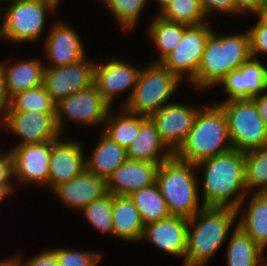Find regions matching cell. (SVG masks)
<instances>
[{
	"instance_id": "obj_31",
	"label": "cell",
	"mask_w": 267,
	"mask_h": 266,
	"mask_svg": "<svg viewBox=\"0 0 267 266\" xmlns=\"http://www.w3.org/2000/svg\"><path fill=\"white\" fill-rule=\"evenodd\" d=\"M244 157L247 193H267V144L244 152Z\"/></svg>"
},
{
	"instance_id": "obj_15",
	"label": "cell",
	"mask_w": 267,
	"mask_h": 266,
	"mask_svg": "<svg viewBox=\"0 0 267 266\" xmlns=\"http://www.w3.org/2000/svg\"><path fill=\"white\" fill-rule=\"evenodd\" d=\"M96 60H83L61 67H45L43 85L51 100L57 104L65 97L93 84Z\"/></svg>"
},
{
	"instance_id": "obj_29",
	"label": "cell",
	"mask_w": 267,
	"mask_h": 266,
	"mask_svg": "<svg viewBox=\"0 0 267 266\" xmlns=\"http://www.w3.org/2000/svg\"><path fill=\"white\" fill-rule=\"evenodd\" d=\"M226 266H262L258 244L236 226L228 238Z\"/></svg>"
},
{
	"instance_id": "obj_38",
	"label": "cell",
	"mask_w": 267,
	"mask_h": 266,
	"mask_svg": "<svg viewBox=\"0 0 267 266\" xmlns=\"http://www.w3.org/2000/svg\"><path fill=\"white\" fill-rule=\"evenodd\" d=\"M207 19L211 15L225 14L234 17L241 16L236 10L235 0H199Z\"/></svg>"
},
{
	"instance_id": "obj_19",
	"label": "cell",
	"mask_w": 267,
	"mask_h": 266,
	"mask_svg": "<svg viewBox=\"0 0 267 266\" xmlns=\"http://www.w3.org/2000/svg\"><path fill=\"white\" fill-rule=\"evenodd\" d=\"M64 139V140H63ZM83 143L62 135L51 141L49 163V191L85 170V151Z\"/></svg>"
},
{
	"instance_id": "obj_13",
	"label": "cell",
	"mask_w": 267,
	"mask_h": 266,
	"mask_svg": "<svg viewBox=\"0 0 267 266\" xmlns=\"http://www.w3.org/2000/svg\"><path fill=\"white\" fill-rule=\"evenodd\" d=\"M15 186L48 187L51 141L40 144L12 146Z\"/></svg>"
},
{
	"instance_id": "obj_40",
	"label": "cell",
	"mask_w": 267,
	"mask_h": 266,
	"mask_svg": "<svg viewBox=\"0 0 267 266\" xmlns=\"http://www.w3.org/2000/svg\"><path fill=\"white\" fill-rule=\"evenodd\" d=\"M4 151L0 148V184H15L11 149Z\"/></svg>"
},
{
	"instance_id": "obj_26",
	"label": "cell",
	"mask_w": 267,
	"mask_h": 266,
	"mask_svg": "<svg viewBox=\"0 0 267 266\" xmlns=\"http://www.w3.org/2000/svg\"><path fill=\"white\" fill-rule=\"evenodd\" d=\"M248 195L236 209L237 226L258 244L267 236V193Z\"/></svg>"
},
{
	"instance_id": "obj_16",
	"label": "cell",
	"mask_w": 267,
	"mask_h": 266,
	"mask_svg": "<svg viewBox=\"0 0 267 266\" xmlns=\"http://www.w3.org/2000/svg\"><path fill=\"white\" fill-rule=\"evenodd\" d=\"M55 21L43 40L45 67L67 66L86 58L85 43L76 29L64 21Z\"/></svg>"
},
{
	"instance_id": "obj_32",
	"label": "cell",
	"mask_w": 267,
	"mask_h": 266,
	"mask_svg": "<svg viewBox=\"0 0 267 266\" xmlns=\"http://www.w3.org/2000/svg\"><path fill=\"white\" fill-rule=\"evenodd\" d=\"M113 14L118 26L123 31L131 33L137 27L139 20L148 5V0H98ZM147 4V5H146Z\"/></svg>"
},
{
	"instance_id": "obj_34",
	"label": "cell",
	"mask_w": 267,
	"mask_h": 266,
	"mask_svg": "<svg viewBox=\"0 0 267 266\" xmlns=\"http://www.w3.org/2000/svg\"><path fill=\"white\" fill-rule=\"evenodd\" d=\"M158 15L168 21L187 25H199L208 21L199 0H172Z\"/></svg>"
},
{
	"instance_id": "obj_18",
	"label": "cell",
	"mask_w": 267,
	"mask_h": 266,
	"mask_svg": "<svg viewBox=\"0 0 267 266\" xmlns=\"http://www.w3.org/2000/svg\"><path fill=\"white\" fill-rule=\"evenodd\" d=\"M221 86L228 97L222 101L252 99L267 90V63L264 65L262 59L250 58L229 72L216 87Z\"/></svg>"
},
{
	"instance_id": "obj_1",
	"label": "cell",
	"mask_w": 267,
	"mask_h": 266,
	"mask_svg": "<svg viewBox=\"0 0 267 266\" xmlns=\"http://www.w3.org/2000/svg\"><path fill=\"white\" fill-rule=\"evenodd\" d=\"M205 207H231L237 209L246 197L244 152L231 150L225 154L204 159L195 164Z\"/></svg>"
},
{
	"instance_id": "obj_30",
	"label": "cell",
	"mask_w": 267,
	"mask_h": 266,
	"mask_svg": "<svg viewBox=\"0 0 267 266\" xmlns=\"http://www.w3.org/2000/svg\"><path fill=\"white\" fill-rule=\"evenodd\" d=\"M129 197L138 209L144 225L171 216L157 183L134 191Z\"/></svg>"
},
{
	"instance_id": "obj_42",
	"label": "cell",
	"mask_w": 267,
	"mask_h": 266,
	"mask_svg": "<svg viewBox=\"0 0 267 266\" xmlns=\"http://www.w3.org/2000/svg\"><path fill=\"white\" fill-rule=\"evenodd\" d=\"M252 99L258 108L265 127L267 128V90L260 95L254 96Z\"/></svg>"
},
{
	"instance_id": "obj_6",
	"label": "cell",
	"mask_w": 267,
	"mask_h": 266,
	"mask_svg": "<svg viewBox=\"0 0 267 266\" xmlns=\"http://www.w3.org/2000/svg\"><path fill=\"white\" fill-rule=\"evenodd\" d=\"M9 4V5H8ZM60 0H13L0 6V42L13 44L39 42L46 28L47 15L56 14Z\"/></svg>"
},
{
	"instance_id": "obj_2",
	"label": "cell",
	"mask_w": 267,
	"mask_h": 266,
	"mask_svg": "<svg viewBox=\"0 0 267 266\" xmlns=\"http://www.w3.org/2000/svg\"><path fill=\"white\" fill-rule=\"evenodd\" d=\"M251 58L248 31L220 34L213 30L206 41L195 79L189 84L194 91L206 92L232 70Z\"/></svg>"
},
{
	"instance_id": "obj_20",
	"label": "cell",
	"mask_w": 267,
	"mask_h": 266,
	"mask_svg": "<svg viewBox=\"0 0 267 266\" xmlns=\"http://www.w3.org/2000/svg\"><path fill=\"white\" fill-rule=\"evenodd\" d=\"M51 192L63 206L74 212L82 211L90 203L108 194L106 179L99 178L86 169L76 177L55 186Z\"/></svg>"
},
{
	"instance_id": "obj_4",
	"label": "cell",
	"mask_w": 267,
	"mask_h": 266,
	"mask_svg": "<svg viewBox=\"0 0 267 266\" xmlns=\"http://www.w3.org/2000/svg\"><path fill=\"white\" fill-rule=\"evenodd\" d=\"M205 104L198 111L186 140L174 153L178 159L192 164L233 150L225 112L218 104Z\"/></svg>"
},
{
	"instance_id": "obj_8",
	"label": "cell",
	"mask_w": 267,
	"mask_h": 266,
	"mask_svg": "<svg viewBox=\"0 0 267 266\" xmlns=\"http://www.w3.org/2000/svg\"><path fill=\"white\" fill-rule=\"evenodd\" d=\"M228 121L233 150L247 152L267 144V128L253 99L217 100Z\"/></svg>"
},
{
	"instance_id": "obj_25",
	"label": "cell",
	"mask_w": 267,
	"mask_h": 266,
	"mask_svg": "<svg viewBox=\"0 0 267 266\" xmlns=\"http://www.w3.org/2000/svg\"><path fill=\"white\" fill-rule=\"evenodd\" d=\"M91 153L85 154V169L99 178L106 179L127 158V150L111 141L102 132Z\"/></svg>"
},
{
	"instance_id": "obj_50",
	"label": "cell",
	"mask_w": 267,
	"mask_h": 266,
	"mask_svg": "<svg viewBox=\"0 0 267 266\" xmlns=\"http://www.w3.org/2000/svg\"><path fill=\"white\" fill-rule=\"evenodd\" d=\"M8 1H13V0H0V6H1L2 3L4 4V2L6 3Z\"/></svg>"
},
{
	"instance_id": "obj_17",
	"label": "cell",
	"mask_w": 267,
	"mask_h": 266,
	"mask_svg": "<svg viewBox=\"0 0 267 266\" xmlns=\"http://www.w3.org/2000/svg\"><path fill=\"white\" fill-rule=\"evenodd\" d=\"M188 219L181 216H169L144 226L141 241L154 245L167 255L185 260L187 251Z\"/></svg>"
},
{
	"instance_id": "obj_46",
	"label": "cell",
	"mask_w": 267,
	"mask_h": 266,
	"mask_svg": "<svg viewBox=\"0 0 267 266\" xmlns=\"http://www.w3.org/2000/svg\"><path fill=\"white\" fill-rule=\"evenodd\" d=\"M258 248H259V255L262 259V263L264 264L267 261V255L265 256V250H267V236L262 239L259 243H258Z\"/></svg>"
},
{
	"instance_id": "obj_41",
	"label": "cell",
	"mask_w": 267,
	"mask_h": 266,
	"mask_svg": "<svg viewBox=\"0 0 267 266\" xmlns=\"http://www.w3.org/2000/svg\"><path fill=\"white\" fill-rule=\"evenodd\" d=\"M266 0H235L236 10L242 15H255Z\"/></svg>"
},
{
	"instance_id": "obj_3",
	"label": "cell",
	"mask_w": 267,
	"mask_h": 266,
	"mask_svg": "<svg viewBox=\"0 0 267 266\" xmlns=\"http://www.w3.org/2000/svg\"><path fill=\"white\" fill-rule=\"evenodd\" d=\"M236 226L237 210L231 207H204L188 218L187 251L182 266H207Z\"/></svg>"
},
{
	"instance_id": "obj_37",
	"label": "cell",
	"mask_w": 267,
	"mask_h": 266,
	"mask_svg": "<svg viewBox=\"0 0 267 266\" xmlns=\"http://www.w3.org/2000/svg\"><path fill=\"white\" fill-rule=\"evenodd\" d=\"M255 22L253 27H249L247 31L249 34L251 58L259 60V58H263L262 56L267 57V26L258 19Z\"/></svg>"
},
{
	"instance_id": "obj_49",
	"label": "cell",
	"mask_w": 267,
	"mask_h": 266,
	"mask_svg": "<svg viewBox=\"0 0 267 266\" xmlns=\"http://www.w3.org/2000/svg\"><path fill=\"white\" fill-rule=\"evenodd\" d=\"M4 115L0 112V130H3Z\"/></svg>"
},
{
	"instance_id": "obj_36",
	"label": "cell",
	"mask_w": 267,
	"mask_h": 266,
	"mask_svg": "<svg viewBox=\"0 0 267 266\" xmlns=\"http://www.w3.org/2000/svg\"><path fill=\"white\" fill-rule=\"evenodd\" d=\"M56 255L59 266H98L104 253L99 251L70 249L54 246L50 248Z\"/></svg>"
},
{
	"instance_id": "obj_27",
	"label": "cell",
	"mask_w": 267,
	"mask_h": 266,
	"mask_svg": "<svg viewBox=\"0 0 267 266\" xmlns=\"http://www.w3.org/2000/svg\"><path fill=\"white\" fill-rule=\"evenodd\" d=\"M190 25L178 22L168 21L158 14H155L150 20L146 35L153 43L152 46L159 53L152 63H159L167 54L172 52L180 43L185 30Z\"/></svg>"
},
{
	"instance_id": "obj_44",
	"label": "cell",
	"mask_w": 267,
	"mask_h": 266,
	"mask_svg": "<svg viewBox=\"0 0 267 266\" xmlns=\"http://www.w3.org/2000/svg\"><path fill=\"white\" fill-rule=\"evenodd\" d=\"M15 184H0V203L15 193Z\"/></svg>"
},
{
	"instance_id": "obj_33",
	"label": "cell",
	"mask_w": 267,
	"mask_h": 266,
	"mask_svg": "<svg viewBox=\"0 0 267 266\" xmlns=\"http://www.w3.org/2000/svg\"><path fill=\"white\" fill-rule=\"evenodd\" d=\"M55 106L42 84L11 96L7 111L55 112Z\"/></svg>"
},
{
	"instance_id": "obj_21",
	"label": "cell",
	"mask_w": 267,
	"mask_h": 266,
	"mask_svg": "<svg viewBox=\"0 0 267 266\" xmlns=\"http://www.w3.org/2000/svg\"><path fill=\"white\" fill-rule=\"evenodd\" d=\"M160 163L127 159L107 178L108 193L129 196L134 191L156 183Z\"/></svg>"
},
{
	"instance_id": "obj_28",
	"label": "cell",
	"mask_w": 267,
	"mask_h": 266,
	"mask_svg": "<svg viewBox=\"0 0 267 266\" xmlns=\"http://www.w3.org/2000/svg\"><path fill=\"white\" fill-rule=\"evenodd\" d=\"M112 108L109 109L100 131L127 150L140 130V115L131 113L124 107H119L116 114Z\"/></svg>"
},
{
	"instance_id": "obj_5",
	"label": "cell",
	"mask_w": 267,
	"mask_h": 266,
	"mask_svg": "<svg viewBox=\"0 0 267 266\" xmlns=\"http://www.w3.org/2000/svg\"><path fill=\"white\" fill-rule=\"evenodd\" d=\"M197 173L195 164L175 155L159 164L156 183L171 215L188 219L205 207L200 200Z\"/></svg>"
},
{
	"instance_id": "obj_7",
	"label": "cell",
	"mask_w": 267,
	"mask_h": 266,
	"mask_svg": "<svg viewBox=\"0 0 267 266\" xmlns=\"http://www.w3.org/2000/svg\"><path fill=\"white\" fill-rule=\"evenodd\" d=\"M183 82L160 63L149 62L142 66L137 84L129 101L123 106L127 111L150 117L177 93Z\"/></svg>"
},
{
	"instance_id": "obj_23",
	"label": "cell",
	"mask_w": 267,
	"mask_h": 266,
	"mask_svg": "<svg viewBox=\"0 0 267 266\" xmlns=\"http://www.w3.org/2000/svg\"><path fill=\"white\" fill-rule=\"evenodd\" d=\"M29 59V60H28ZM9 63L1 61L4 72L5 88L8 97L43 84L45 62L41 59L30 58Z\"/></svg>"
},
{
	"instance_id": "obj_10",
	"label": "cell",
	"mask_w": 267,
	"mask_h": 266,
	"mask_svg": "<svg viewBox=\"0 0 267 266\" xmlns=\"http://www.w3.org/2000/svg\"><path fill=\"white\" fill-rule=\"evenodd\" d=\"M213 30L208 21L190 25L176 48L159 63L181 81L190 84L195 79L207 38Z\"/></svg>"
},
{
	"instance_id": "obj_24",
	"label": "cell",
	"mask_w": 267,
	"mask_h": 266,
	"mask_svg": "<svg viewBox=\"0 0 267 266\" xmlns=\"http://www.w3.org/2000/svg\"><path fill=\"white\" fill-rule=\"evenodd\" d=\"M112 223L114 238L126 243H140L145 225L129 196L113 195Z\"/></svg>"
},
{
	"instance_id": "obj_22",
	"label": "cell",
	"mask_w": 267,
	"mask_h": 266,
	"mask_svg": "<svg viewBox=\"0 0 267 266\" xmlns=\"http://www.w3.org/2000/svg\"><path fill=\"white\" fill-rule=\"evenodd\" d=\"M174 153L162 141L150 117L140 115V130L127 148V158L136 161L162 163Z\"/></svg>"
},
{
	"instance_id": "obj_45",
	"label": "cell",
	"mask_w": 267,
	"mask_h": 266,
	"mask_svg": "<svg viewBox=\"0 0 267 266\" xmlns=\"http://www.w3.org/2000/svg\"><path fill=\"white\" fill-rule=\"evenodd\" d=\"M258 18V20L267 26V0L263 3L260 10L253 16Z\"/></svg>"
},
{
	"instance_id": "obj_48",
	"label": "cell",
	"mask_w": 267,
	"mask_h": 266,
	"mask_svg": "<svg viewBox=\"0 0 267 266\" xmlns=\"http://www.w3.org/2000/svg\"><path fill=\"white\" fill-rule=\"evenodd\" d=\"M149 1H151V0H148V2ZM155 1L159 6L158 7V13H155V14H160L172 0H155Z\"/></svg>"
},
{
	"instance_id": "obj_9",
	"label": "cell",
	"mask_w": 267,
	"mask_h": 266,
	"mask_svg": "<svg viewBox=\"0 0 267 266\" xmlns=\"http://www.w3.org/2000/svg\"><path fill=\"white\" fill-rule=\"evenodd\" d=\"M111 106L103 99L94 84L60 100L55 106V123L61 135L68 125L65 121L83 127H101ZM66 123V125H65Z\"/></svg>"
},
{
	"instance_id": "obj_35",
	"label": "cell",
	"mask_w": 267,
	"mask_h": 266,
	"mask_svg": "<svg viewBox=\"0 0 267 266\" xmlns=\"http://www.w3.org/2000/svg\"><path fill=\"white\" fill-rule=\"evenodd\" d=\"M112 202L113 194L108 193L103 198L95 200L86 206L80 213L84 215L95 230L110 235L114 238L112 223Z\"/></svg>"
},
{
	"instance_id": "obj_47",
	"label": "cell",
	"mask_w": 267,
	"mask_h": 266,
	"mask_svg": "<svg viewBox=\"0 0 267 266\" xmlns=\"http://www.w3.org/2000/svg\"><path fill=\"white\" fill-rule=\"evenodd\" d=\"M0 266H18L17 257L10 255V258H3V260H0Z\"/></svg>"
},
{
	"instance_id": "obj_43",
	"label": "cell",
	"mask_w": 267,
	"mask_h": 266,
	"mask_svg": "<svg viewBox=\"0 0 267 266\" xmlns=\"http://www.w3.org/2000/svg\"><path fill=\"white\" fill-rule=\"evenodd\" d=\"M9 107V97L6 93L4 72L0 62V112L4 115Z\"/></svg>"
},
{
	"instance_id": "obj_14",
	"label": "cell",
	"mask_w": 267,
	"mask_h": 266,
	"mask_svg": "<svg viewBox=\"0 0 267 266\" xmlns=\"http://www.w3.org/2000/svg\"><path fill=\"white\" fill-rule=\"evenodd\" d=\"M170 102L150 116L162 141L175 153L186 140L198 111L205 105Z\"/></svg>"
},
{
	"instance_id": "obj_12",
	"label": "cell",
	"mask_w": 267,
	"mask_h": 266,
	"mask_svg": "<svg viewBox=\"0 0 267 266\" xmlns=\"http://www.w3.org/2000/svg\"><path fill=\"white\" fill-rule=\"evenodd\" d=\"M3 130L18 137L14 146L55 141L61 136L55 112L6 111Z\"/></svg>"
},
{
	"instance_id": "obj_39",
	"label": "cell",
	"mask_w": 267,
	"mask_h": 266,
	"mask_svg": "<svg viewBox=\"0 0 267 266\" xmlns=\"http://www.w3.org/2000/svg\"><path fill=\"white\" fill-rule=\"evenodd\" d=\"M18 261V266H59L55 253L49 248L40 254H35V256L26 258L23 260L22 254H15Z\"/></svg>"
},
{
	"instance_id": "obj_11",
	"label": "cell",
	"mask_w": 267,
	"mask_h": 266,
	"mask_svg": "<svg viewBox=\"0 0 267 266\" xmlns=\"http://www.w3.org/2000/svg\"><path fill=\"white\" fill-rule=\"evenodd\" d=\"M107 60L100 63L95 62L93 84L111 107H114L115 99L119 98L118 96L127 94L128 91L127 98L119 105V107H123L134 91L142 68L119 57L116 58V56Z\"/></svg>"
}]
</instances>
